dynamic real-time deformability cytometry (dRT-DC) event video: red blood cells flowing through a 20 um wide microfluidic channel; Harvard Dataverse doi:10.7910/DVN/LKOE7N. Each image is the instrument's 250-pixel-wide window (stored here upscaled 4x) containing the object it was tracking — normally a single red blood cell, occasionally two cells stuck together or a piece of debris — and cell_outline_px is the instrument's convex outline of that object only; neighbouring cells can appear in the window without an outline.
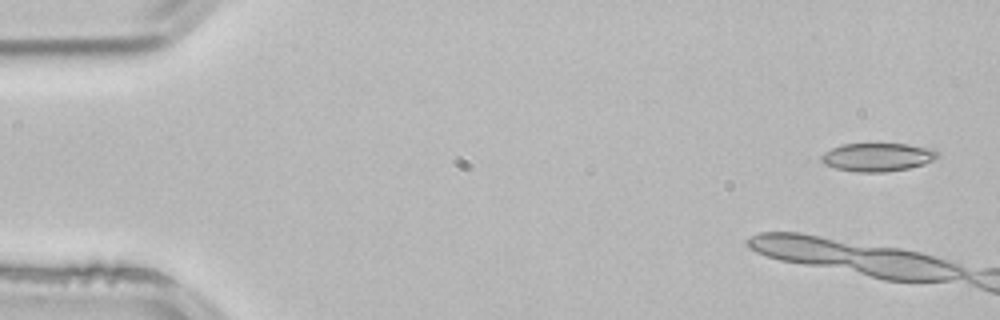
{"species": "common noctule bat (a hibernating species)", "species_latin": "Nyctalus noctula", "temperature_condition": "room temperature", "stored_images_in_passage": 2, "camera_frame_rate_fps": 3000, "um_per_image_px": 0.085, "animal": {"sex": "male", "body_mass_g": 21.5, "forearm_length_mm": 52.0}, "frame": {"image": 1, "passage_image": 1, "time_ms": 0.0, "image_size_px": [1000, 320], "cell_outline_px": [[940, 156], [936, 160], [924, 164], [908, 168], [884, 172], [856, 172], [836, 168], [824, 164], [820, 160], [820, 156], [824, 152], [840, 144], [908, 144], [932, 148], [940, 152]], "centroid_in_image_um": [74.62, 13.35], "position_along_channel_um": 10.4, "area_um2": 19.42}}